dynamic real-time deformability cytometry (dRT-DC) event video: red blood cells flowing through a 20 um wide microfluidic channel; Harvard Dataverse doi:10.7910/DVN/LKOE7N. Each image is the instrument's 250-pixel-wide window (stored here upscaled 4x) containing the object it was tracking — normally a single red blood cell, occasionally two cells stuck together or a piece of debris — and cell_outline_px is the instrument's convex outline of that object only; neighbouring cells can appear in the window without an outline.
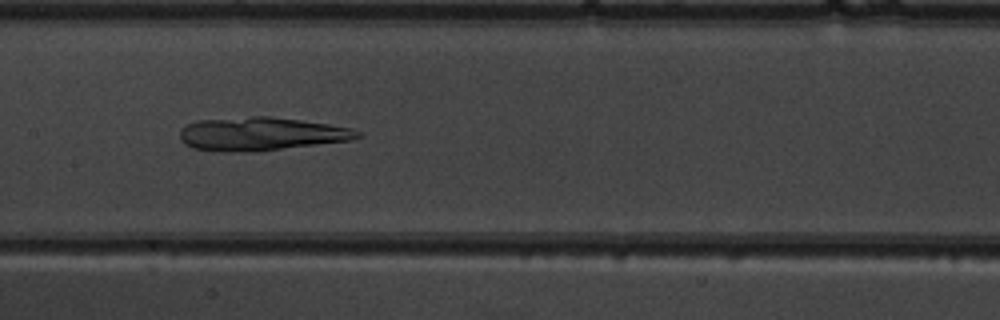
{"species": "common noctule bat (a hibernating species)", "species_latin": "Nyctalus noctula", "temperature_condition": "warm", "stored_images_in_passage": 49, "camera_frame_rate_fps": 3000, "um_per_image_px": 0.085, "animal": {"sex": "male", "body_mass_g": 19.5, "forearm_length_mm": 54.6}, "frame": {"image": 1, "passage_image": 25, "time_ms": 8.0, "image_size_px": [1000, 320], "cell_outline_px": [[364, 136], [352, 140], [280, 148], [236, 152], [220, 152], [192, 148], [184, 144], [180, 140], [180, 128], [196, 120], [252, 116], [272, 116], [328, 124], [352, 128], [360, 132]], "centroid_in_image_um": [22.15, 11.37], "position_along_channel_um": 185.3, "area_um2": 34.39}}
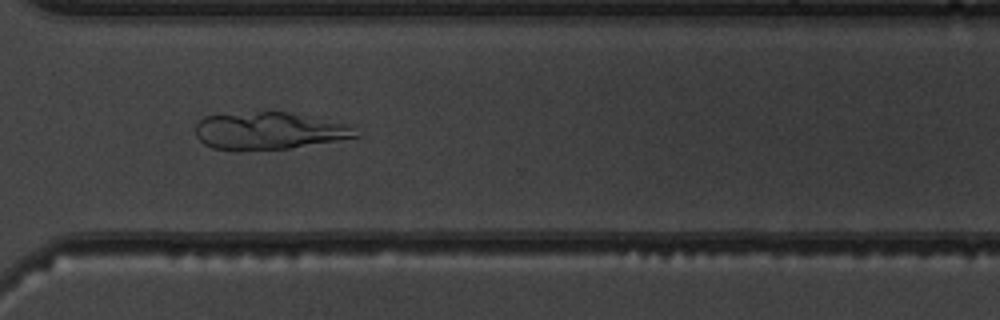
{"frame": {"image": 2, "passage_image": 37, "time_ms": 12.0, "image_size_px": [1000, 320], "cell_outline_px": [[364, 136], [288, 148], [212, 148], [204, 144], [196, 136], [196, 124], [204, 116], [256, 112], [288, 112], [344, 124], [352, 128]], "centroid_in_image_um": [22.87, 11.1], "position_along_channel_um": 347.7, "area_um2": 33.64}}
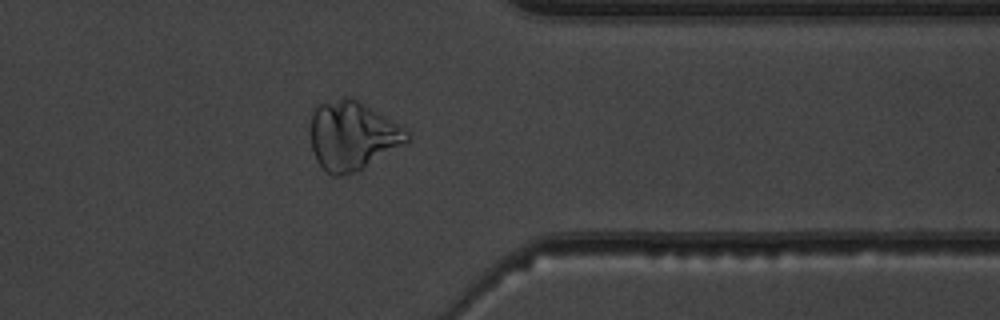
{"frame": {"image": 3, "passage_image": 40, "time_ms": 13.0, "image_size_px": [1000, 320], "cell_outline_px": [[412, 136], [404, 144], [360, 168], [352, 172], [340, 176], [332, 176], [316, 160], [312, 148], [312, 108], [316, 104], [344, 96], [348, 96], [364, 104], [412, 132]], "centroid_in_image_um": [29.94, 11.49], "position_along_channel_um": 381.5, "area_um2": 38.09}}